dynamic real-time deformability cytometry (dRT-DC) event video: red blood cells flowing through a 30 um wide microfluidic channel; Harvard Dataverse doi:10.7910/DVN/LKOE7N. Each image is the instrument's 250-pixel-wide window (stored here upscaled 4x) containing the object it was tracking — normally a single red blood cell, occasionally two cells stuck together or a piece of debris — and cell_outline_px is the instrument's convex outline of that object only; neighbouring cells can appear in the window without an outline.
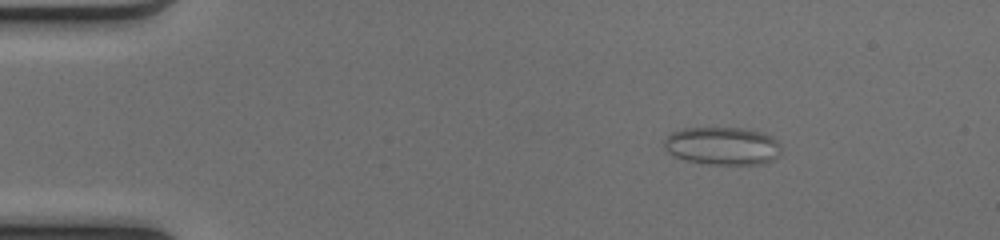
{"species": "common noctule bat (a hibernating species)", "species_latin": "Nyctalus noctula", "temperature_condition": "cold", "stored_images_in_passage": 51, "camera_frame_rate_fps": 3000, "um_per_image_px": 0.085, "animal": {"sex": "female", "body_mass_g": 17.0, "forearm_length_mm": 48.0}, "frame": {"image": 1, "passage_image": 7, "time_ms": 2.0, "image_size_px": [1000, 240], "cell_outline_px": [[780, 152], [772, 160], [760, 164], [708, 164], [688, 160], [676, 156], [668, 152], [664, 148], [664, 140], [672, 132], [684, 128], [744, 128], [760, 132], [772, 136], [780, 144]], "centroid_in_image_um": [61.41, 12.39], "position_along_channel_um": 23.6, "area_um2": 25.66}}
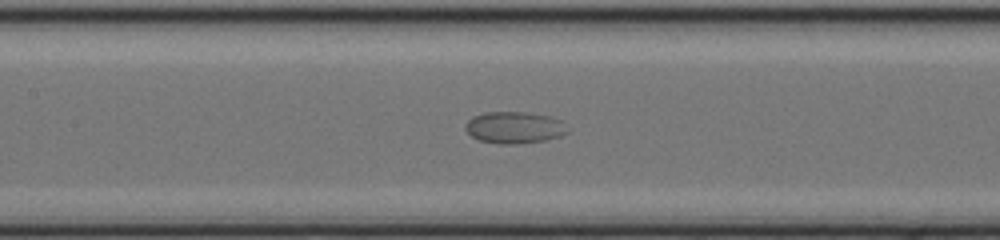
{"frame": {"image": 2, "passage_image": 24, "time_ms": 7.667, "image_size_px": [1000, 240], "cell_outline_px": [[568, 132], [560, 136], [544, 140], [516, 144], [500, 144], [480, 140], [472, 136], [464, 128], [464, 124], [472, 116], [484, 112], [524, 112], [548, 116], [560, 120]], "centroid_in_image_um": [43.66, 10.83], "position_along_channel_um": 163.7, "area_um2": 18.73}}
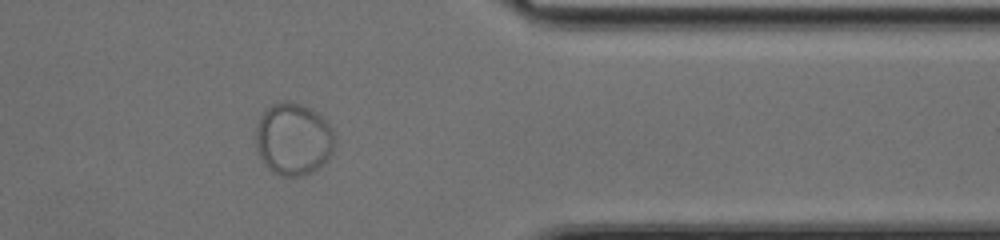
{"frame": {"image": 3, "passage_image": 42, "time_ms": 13.667, "image_size_px": [1000, 240], "cell_outline_px": [[336, 140], [332, 152], [324, 164], [312, 172], [300, 176], [280, 176], [272, 172], [264, 164], [256, 148], [256, 124], [260, 116], [272, 104], [300, 104], [316, 112], [332, 128], [336, 136]], "centroid_in_image_um": [24.94, 11.88], "position_along_channel_um": 386.5, "area_um2": 33.0}}